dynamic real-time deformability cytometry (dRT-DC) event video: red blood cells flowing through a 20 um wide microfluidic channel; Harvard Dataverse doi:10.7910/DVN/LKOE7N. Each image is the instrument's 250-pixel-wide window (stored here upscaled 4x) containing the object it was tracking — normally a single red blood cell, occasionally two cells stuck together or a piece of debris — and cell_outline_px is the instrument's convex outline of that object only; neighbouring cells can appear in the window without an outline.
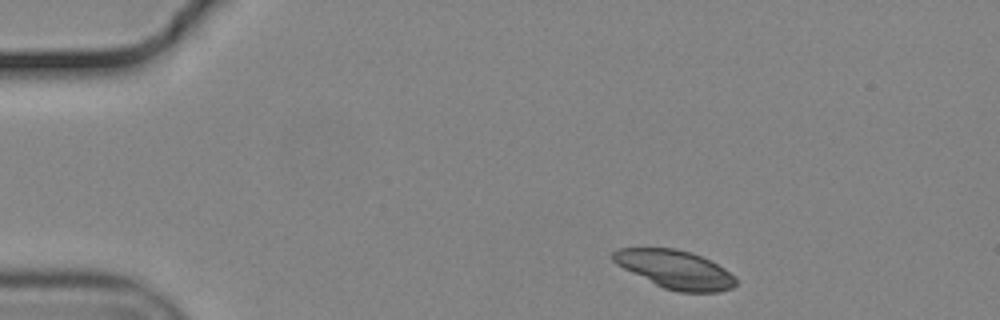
{"species": "common noctule bat (a hibernating species)", "species_latin": "Nyctalus noctula", "temperature_condition": "cold", "stored_images_in_passage": 47, "camera_frame_rate_fps": 3000, "um_per_image_px": 0.085, "animal": {"sex": "male", "body_mass_g": 19.2, "forearm_length_mm": 51.8}, "frame": {"image": 1, "passage_image": 1, "time_ms": 0.0, "image_size_px": [1000, 320], "cell_outline_px": [[736, 284], [732, 288], [716, 292], [676, 292], [664, 288], [616, 264], [612, 260], [612, 252], [616, 248], [676, 248], [692, 252], [724, 268], [736, 276]], "centroid_in_image_um": [57.39, 22.89], "position_along_channel_um": 27.6, "area_um2": 27.28}}